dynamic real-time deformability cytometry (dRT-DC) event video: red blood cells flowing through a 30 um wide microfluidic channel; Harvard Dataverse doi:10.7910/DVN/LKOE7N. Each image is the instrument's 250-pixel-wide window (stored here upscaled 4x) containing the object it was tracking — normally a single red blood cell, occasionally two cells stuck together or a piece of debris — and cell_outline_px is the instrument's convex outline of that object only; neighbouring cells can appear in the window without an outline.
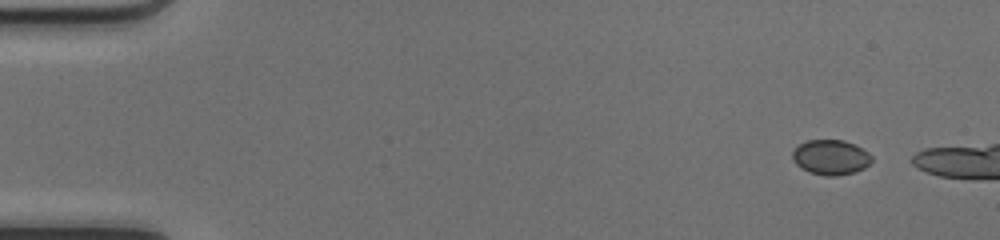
{"species": "common noctule bat (a hibernating species)", "species_latin": "Nyctalus noctula", "temperature_condition": "cold", "stored_images_in_passage": 8, "camera_frame_rate_fps": 3000, "um_per_image_px": 0.085, "animal": {"sex": "female", "body_mass_g": 17.0, "forearm_length_mm": 48.0}, "frame": {"image": 1, "passage_image": 1, "time_ms": 0.0, "image_size_px": [1000, 240], "cell_outline_px": [[872, 160], [864, 168], [856, 172], [836, 176], [824, 176], [808, 172], [800, 168], [792, 160], [792, 152], [800, 144], [808, 140], [844, 140], [868, 152], [872, 156]], "centroid_in_image_um": [70.59, 13.39], "position_along_channel_um": 14.4, "area_um2": 16.18}}